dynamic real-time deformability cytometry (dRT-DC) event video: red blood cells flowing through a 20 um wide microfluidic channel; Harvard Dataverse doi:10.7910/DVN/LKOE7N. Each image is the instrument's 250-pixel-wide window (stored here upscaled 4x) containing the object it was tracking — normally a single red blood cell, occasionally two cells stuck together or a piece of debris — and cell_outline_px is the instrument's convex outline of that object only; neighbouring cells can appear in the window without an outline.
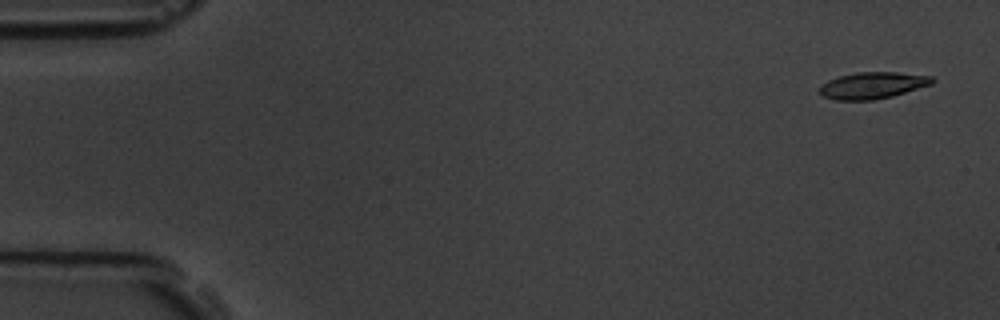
{"species": "common noctule bat (a hibernating species)", "species_latin": "Nyctalus noctula", "temperature_condition": "room temperature", "stored_images_in_passage": 4, "camera_frame_rate_fps": 3000, "um_per_image_px": 0.085, "animal": {"sex": "male", "body_mass_g": 19.5, "forearm_length_mm": 54.6}, "frame": {"image": 1, "passage_image": 1, "time_ms": 0.0, "image_size_px": [1000, 320], "cell_outline_px": [[936, 80], [932, 84], [892, 96], [872, 100], [836, 100], [824, 96], [820, 92], [820, 84], [828, 80], [840, 76], [856, 72], [896, 72], [932, 76]], "centroid_in_image_um": [74.18, 7.25], "position_along_channel_um": 10.8, "area_um2": 17.4}}
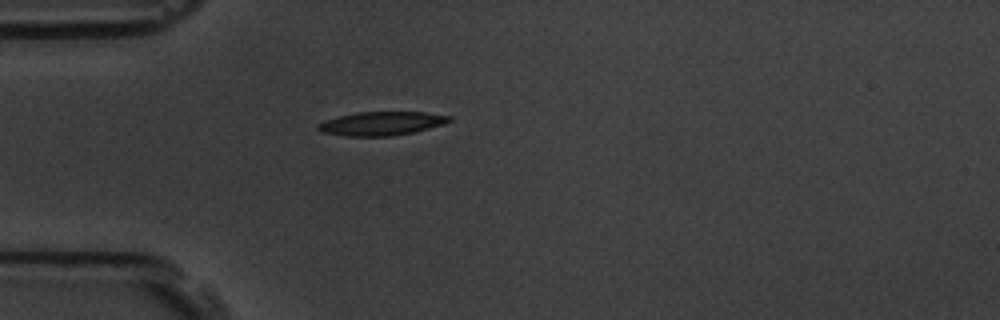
{"frame": {"image": 2, "passage_image": 4, "time_ms": 4.333, "image_size_px": [1000, 320], "cell_outline_px": [[452, 120], [444, 124], [412, 132], [392, 136], [344, 136], [320, 132], [316, 128], [316, 124], [324, 120], [356, 112], [424, 112], [452, 116]], "centroid_in_image_um": [32.39, 10.5], "position_along_channel_um": 52.6, "area_um2": 18.21}}